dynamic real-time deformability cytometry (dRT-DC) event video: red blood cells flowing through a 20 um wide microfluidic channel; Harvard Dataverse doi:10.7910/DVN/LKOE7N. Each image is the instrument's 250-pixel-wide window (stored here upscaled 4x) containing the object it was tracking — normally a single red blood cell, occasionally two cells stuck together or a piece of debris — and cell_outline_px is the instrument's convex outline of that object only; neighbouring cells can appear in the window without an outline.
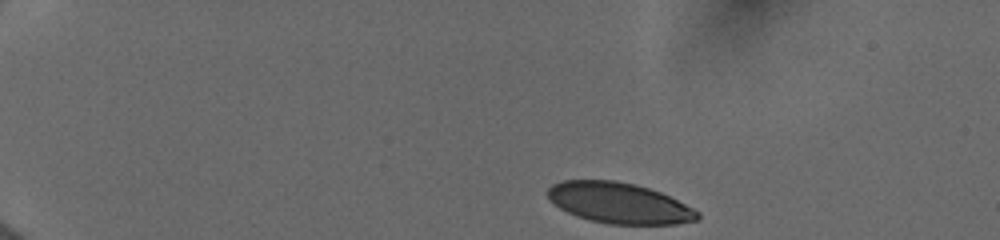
{"species": "human", "species_latin": "Homo sapiens", "temperature_condition": "cold", "stored_images_in_passage": 44, "camera_frame_rate_fps": 3000, "um_per_image_px": 0.085, "donor": {"sex": "female"}, "frame": {"image": 1, "passage_image": 1, "time_ms": 0.0, "image_size_px": [1000, 240], "cell_outline_px": [[700, 216], [696, 220], [676, 224], [608, 224], [576, 216], [552, 204], [548, 200], [548, 188], [552, 184], [564, 180], [616, 180], [636, 184], [660, 192], [700, 212]], "centroid_in_image_um": [52.59, 17.25], "position_along_channel_um": 32.4, "area_um2": 35.49}}
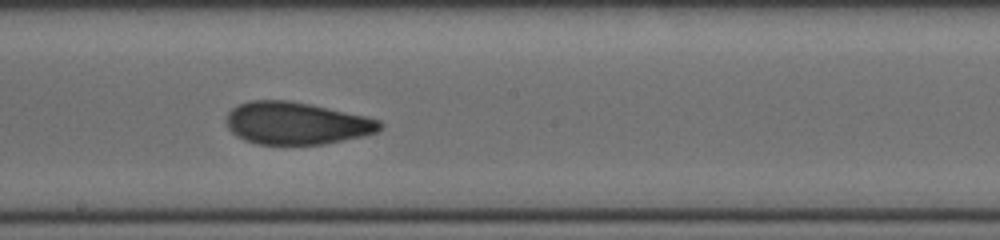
{"frame": {"image": 2, "passage_image": 23, "time_ms": 7.333, "image_size_px": [1000, 240], "cell_outline_px": [[384, 124], [376, 132], [364, 136], [324, 144], [256, 144], [244, 140], [236, 136], [228, 128], [224, 120], [228, 112], [232, 108], [240, 104], [252, 100], [288, 100], [368, 116], [380, 120]], "centroid_in_image_um": [25.18, 10.48], "position_along_channel_um": 223.0, "area_um2": 38.03}}
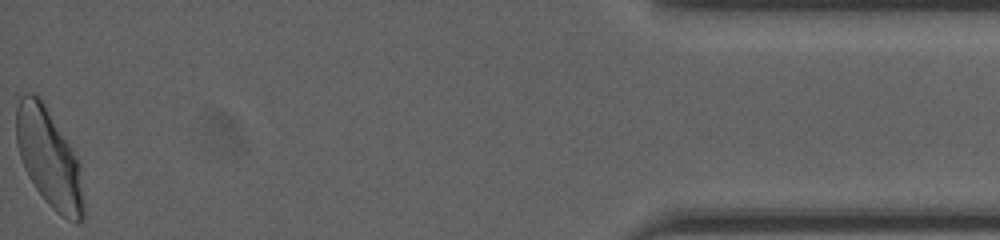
{"frame": {"image": 3, "passage_image": 44, "time_ms": 14.333, "image_size_px": [1000, 240], "cell_outline_px": [[84, 220], [80, 224], [76, 224], [60, 216], [48, 204], [36, 188], [28, 176], [24, 168], [20, 156], [16, 140], [16, 108], [20, 96], [24, 92], [36, 92], [44, 100], [80, 160], [84, 204]], "centroid_in_image_um": [4.19, 13.41], "position_along_channel_um": 431.0, "area_um2": 39.71}, "authors_computed_cell_mechanics": {"area_um2": 38.0035, "velocity_mm_per_s": 3.9759, "shape_relaxation_time_tau1_ms": 7.373, "shape_relaxation_time_tau2_ms": 1.3552, "deformation_change_tau1": 0.1775, "deformation_change_tau2": 0.0759}}